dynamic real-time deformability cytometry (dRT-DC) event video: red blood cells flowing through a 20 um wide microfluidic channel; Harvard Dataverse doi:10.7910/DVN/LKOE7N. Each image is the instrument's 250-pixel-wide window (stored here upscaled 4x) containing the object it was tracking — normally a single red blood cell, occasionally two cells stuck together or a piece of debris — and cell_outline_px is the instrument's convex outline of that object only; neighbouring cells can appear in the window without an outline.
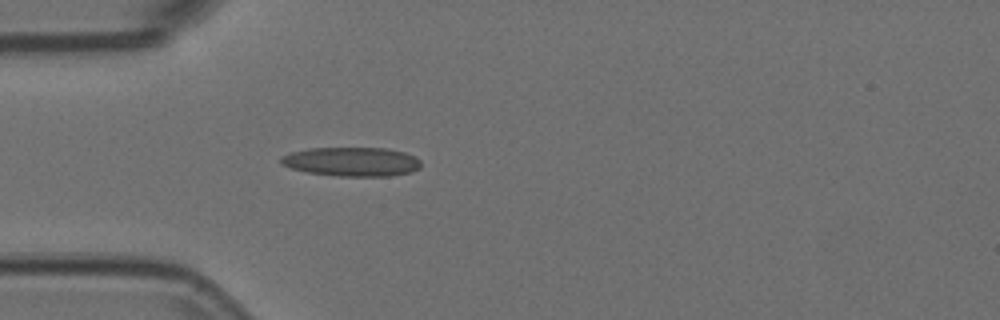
{"species": "Egyptian fruit bat (a non-hibernating species)", "species_latin": "Rousettus aegyptiacus", "temperature_condition": "room temperature", "stored_images_in_passage": 5, "camera_frame_rate_fps": 3000, "um_per_image_px": 0.085, "animal": {"sex": "female"}, "frame": {"image": 1, "passage_image": 5, "time_ms": 1.333, "image_size_px": [1000, 320], "cell_outline_px": [[420, 168], [412, 172], [388, 176], [336, 176], [308, 172], [292, 168], [280, 164], [280, 156], [292, 152], [308, 148], [388, 148], [404, 152], [416, 156], [420, 160]], "centroid_in_image_um": [29.91, 13.74], "position_along_channel_um": 55.1, "area_um2": 23.87}}